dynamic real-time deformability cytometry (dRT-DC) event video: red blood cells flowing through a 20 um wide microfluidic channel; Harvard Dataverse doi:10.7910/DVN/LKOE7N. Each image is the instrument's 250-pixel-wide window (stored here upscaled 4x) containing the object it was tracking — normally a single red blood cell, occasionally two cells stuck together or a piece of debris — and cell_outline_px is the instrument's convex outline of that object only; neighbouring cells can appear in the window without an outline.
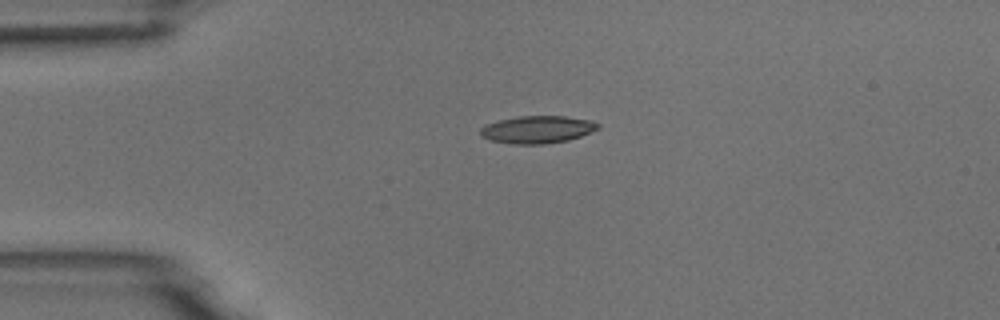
{"species": "common noctule bat (a hibernating species)", "species_latin": "Nyctalus noctula", "temperature_condition": "room temperature", "stored_images_in_passage": 3, "camera_frame_rate_fps": 3000, "um_per_image_px": 0.085, "animal": {"sex": "male", "body_mass_g": 18.8}, "frame": {"image": 1, "passage_image": 1, "time_ms": 0.0, "image_size_px": [1000, 320], "cell_outline_px": [[600, 128], [580, 136], [568, 140], [544, 144], [516, 144], [492, 140], [480, 136], [480, 128], [488, 124], [500, 120], [520, 116], [564, 116], [592, 120], [600, 124]], "centroid_in_image_um": [45.71, 11.0], "position_along_channel_um": 39.3, "area_um2": 18.67}}